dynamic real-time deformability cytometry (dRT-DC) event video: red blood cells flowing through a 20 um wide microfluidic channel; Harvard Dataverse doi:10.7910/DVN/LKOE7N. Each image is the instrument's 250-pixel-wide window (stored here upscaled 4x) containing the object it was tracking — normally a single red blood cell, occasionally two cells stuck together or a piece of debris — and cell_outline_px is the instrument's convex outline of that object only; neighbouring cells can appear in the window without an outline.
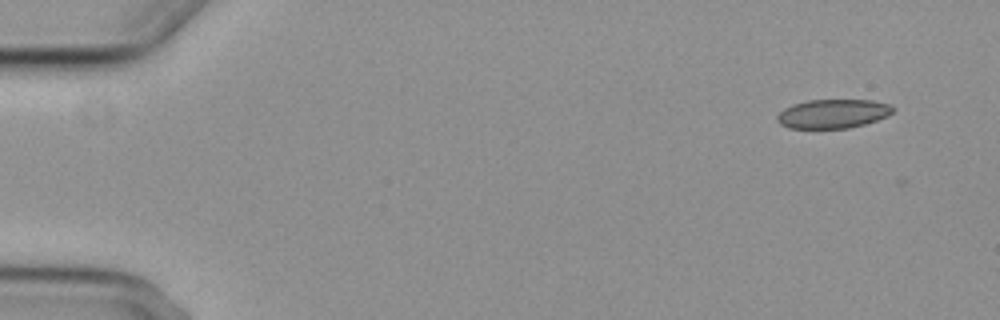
{"species": "common noctule bat (a hibernating species)", "species_latin": "Nyctalus noctula", "temperature_condition": "cold", "stored_images_in_passage": 6, "camera_frame_rate_fps": 3000, "um_per_image_px": 0.085, "animal": {"sex": "female", "body_mass_g": 29.2, "forearm_length_mm": 56.3}, "frame": {"image": 1, "passage_image": 1, "time_ms": 0.0, "image_size_px": [1000, 320], "cell_outline_px": [[896, 108], [888, 116], [864, 124], [848, 128], [788, 128], [780, 124], [776, 120], [776, 116], [784, 108], [792, 104], [808, 100], [872, 100], [892, 104]], "centroid_in_image_um": [70.81, 9.66], "position_along_channel_um": 14.2, "area_um2": 19.71}}